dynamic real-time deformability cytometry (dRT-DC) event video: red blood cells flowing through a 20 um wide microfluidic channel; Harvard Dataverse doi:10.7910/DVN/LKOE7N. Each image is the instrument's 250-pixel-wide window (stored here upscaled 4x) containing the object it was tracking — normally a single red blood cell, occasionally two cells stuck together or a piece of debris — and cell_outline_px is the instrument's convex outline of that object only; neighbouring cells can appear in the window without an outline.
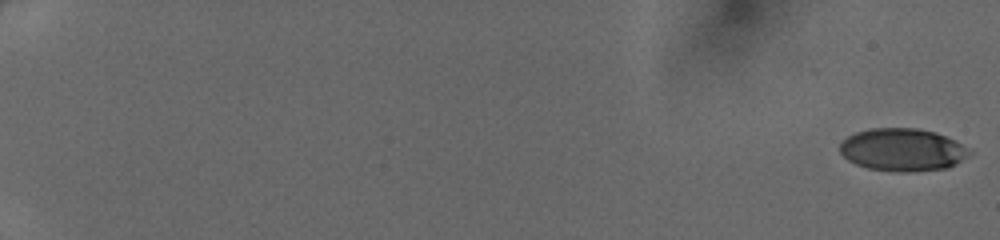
{"species": "human", "species_latin": "Homo sapiens", "temperature_condition": "cold", "stored_images_in_passage": 26, "camera_frame_rate_fps": 3000, "um_per_image_px": 0.085, "donor": {"sex": "female"}, "frame": {"image": 1, "passage_image": 1, "time_ms": 0.0, "image_size_px": [1000, 240], "cell_outline_px": [[976, 152], [956, 164], [948, 168], [912, 172], [896, 172], [868, 168], [856, 164], [848, 160], [840, 152], [840, 144], [848, 136], [856, 132], [868, 128], [916, 128], [936, 132]], "centroid_in_image_um": [76.74, 12.74], "position_along_channel_um": 8.3, "area_um2": 32.37}}
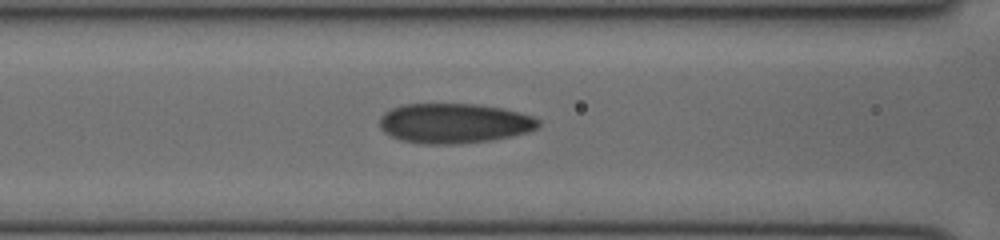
{"frame": {"image": 2, "passage_image": 19, "time_ms": 6.0, "image_size_px": [1000, 240], "cell_outline_px": [[540, 124], [536, 128], [528, 132], [512, 136], [488, 140], [452, 144], [424, 144], [404, 140], [392, 136], [384, 132], [380, 128], [380, 120], [384, 112], [392, 108], [404, 104], [476, 104], [500, 108], [520, 112], [532, 116], [540, 120]], "centroid_in_image_um": [38.61, 10.47], "position_along_channel_um": 128.0, "area_um2": 36.65}}
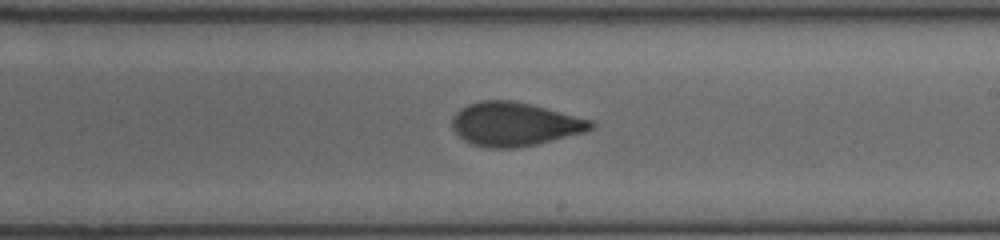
{"frame": {"image": 3, "passage_image": 26, "time_ms": 8.333, "image_size_px": [1000, 240], "cell_outline_px": [[596, 128], [584, 132], [536, 144], [516, 148], [488, 148], [472, 144], [464, 140], [452, 128], [452, 116], [460, 108], [468, 104], [480, 100], [512, 100], [532, 104], [596, 120]], "centroid_in_image_um": [43.78, 10.54], "position_along_channel_um": 245.2, "area_um2": 35.78}}